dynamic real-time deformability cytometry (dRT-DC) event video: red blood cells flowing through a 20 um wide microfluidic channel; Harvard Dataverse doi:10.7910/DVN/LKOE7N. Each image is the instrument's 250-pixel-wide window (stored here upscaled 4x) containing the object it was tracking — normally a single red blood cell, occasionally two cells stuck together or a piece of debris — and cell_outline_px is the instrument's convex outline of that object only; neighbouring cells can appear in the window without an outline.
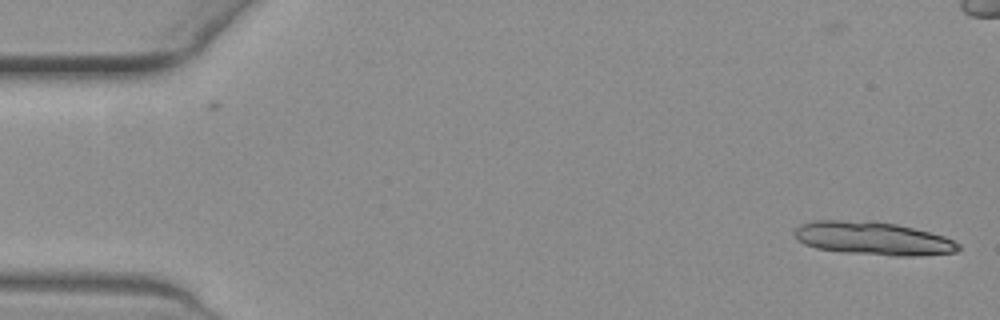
{"species": "common noctule bat (a hibernating species)", "species_latin": "Nyctalus noctula", "temperature_condition": "warm", "stored_images_in_passage": 15, "camera_frame_rate_fps": 3000, "um_per_image_px": 0.085, "animal": {"sex": "female", "body_mass_g": 19.3, "forearm_length_mm": 54.1}, "frame": {"image": 1, "passage_image": 1, "time_ms": 0.0, "image_size_px": [1000, 320], "cell_outline_px": [[960, 248], [956, 252], [912, 256], [892, 256], [844, 252], [816, 248], [804, 244], [792, 232], [800, 224], [816, 220], [840, 220], [896, 224], [944, 236], [960, 244]], "centroid_in_image_um": [74.19, 20.28], "position_along_channel_um": 10.8, "area_um2": 31.27}}